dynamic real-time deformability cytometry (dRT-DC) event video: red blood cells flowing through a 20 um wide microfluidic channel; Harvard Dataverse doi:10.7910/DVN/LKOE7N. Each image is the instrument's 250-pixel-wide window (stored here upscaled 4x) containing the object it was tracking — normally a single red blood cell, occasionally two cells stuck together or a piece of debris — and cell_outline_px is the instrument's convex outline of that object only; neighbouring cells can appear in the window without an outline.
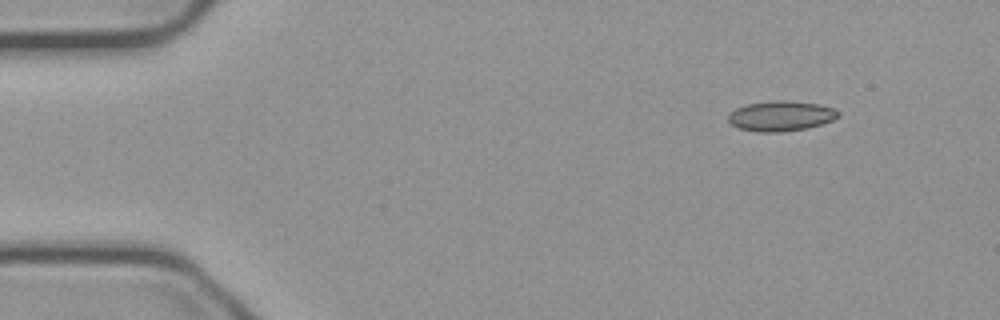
{"species": "common noctule bat (a hibernating species)", "species_latin": "Nyctalus noctula", "temperature_condition": "cold", "stored_images_in_passage": 50, "camera_frame_rate_fps": 3000, "um_per_image_px": 0.085, "animal": {"sex": "male", "body_mass_g": 23.1, "forearm_length_mm": 52.7}, "frame": {"image": 1, "passage_image": 1, "time_ms": 0.0, "image_size_px": [1000, 320], "cell_outline_px": [[840, 116], [832, 120], [808, 128], [784, 132], [756, 132], [740, 128], [732, 124], [728, 120], [728, 116], [736, 108], [748, 104], [776, 100], [788, 100], [820, 104], [832, 108], [840, 112]], "centroid_in_image_um": [66.4, 9.86], "position_along_channel_um": 18.6, "area_um2": 19.31}}
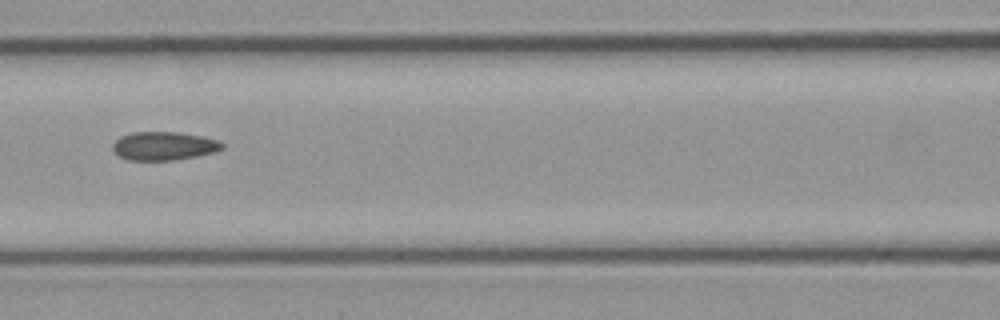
{"frame": {"image": 2, "passage_image": 19, "time_ms": 6.0, "image_size_px": [1000, 320], "cell_outline_px": [[224, 148], [216, 152], [196, 156], [172, 160], [128, 160], [112, 152], [112, 144], [120, 136], [132, 132], [176, 132], [200, 136], [220, 140], [224, 144]], "centroid_in_image_um": [13.92, 12.4], "position_along_channel_um": 152.7, "area_um2": 18.26}}
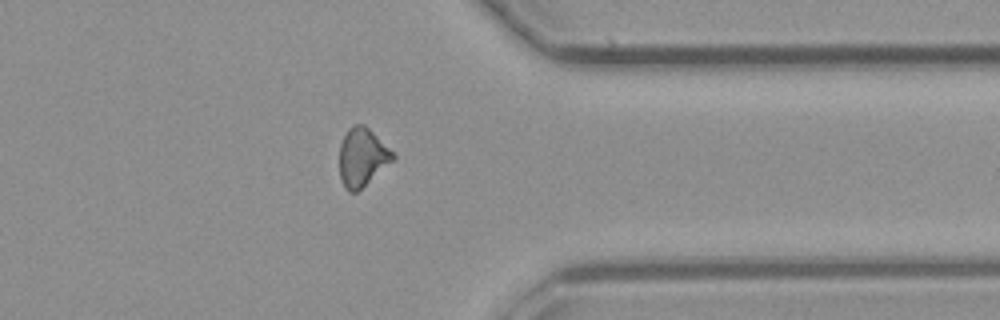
{"frame": {"image": 3, "passage_image": 38, "time_ms": 12.333, "image_size_px": [1000, 320], "cell_outline_px": [[396, 156], [392, 160], [356, 192], [348, 192], [344, 188], [340, 180], [340, 144], [348, 128], [356, 124], [364, 124]], "centroid_in_image_um": [30.73, 13.36], "position_along_channel_um": 380.7, "area_um2": 17.57}, "authors_computed_cell_mechanics": {"area_um2": 18.3515, "velocity_mm_per_s": 3.7529, "shape_relaxation_time_tau1_ms": null, "shape_relaxation_time_tau2_ms": 2.9246, "deformation_change_tau1": null, "deformation_change_tau2": 0.0885}}